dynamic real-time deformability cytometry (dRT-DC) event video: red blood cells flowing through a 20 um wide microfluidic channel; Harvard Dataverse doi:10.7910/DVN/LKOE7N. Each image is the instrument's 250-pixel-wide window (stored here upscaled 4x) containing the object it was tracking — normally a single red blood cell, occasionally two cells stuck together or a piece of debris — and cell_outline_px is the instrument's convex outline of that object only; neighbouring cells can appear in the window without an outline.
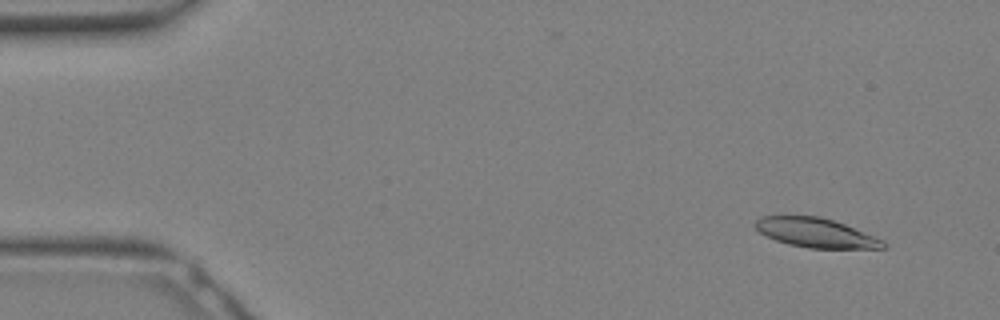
{"species": "Egyptian fruit bat (a non-hibernating species)", "species_latin": "Rousettus aegyptiacus", "temperature_condition": "warm", "stored_images_in_passage": 12, "camera_frame_rate_fps": 3000, "um_per_image_px": 0.085, "animal": {"sex": "female"}, "frame": {"image": 1, "passage_image": 3, "time_ms": 0.667, "image_size_px": [1000, 320], "cell_outline_px": [[888, 244], [884, 248], [808, 248], [788, 244], [776, 240], [760, 232], [752, 224], [760, 216], [820, 216], [844, 224], [876, 236], [884, 240]], "centroid_in_image_um": [69.36, 19.78], "position_along_channel_um": 15.6, "area_um2": 21.85}}
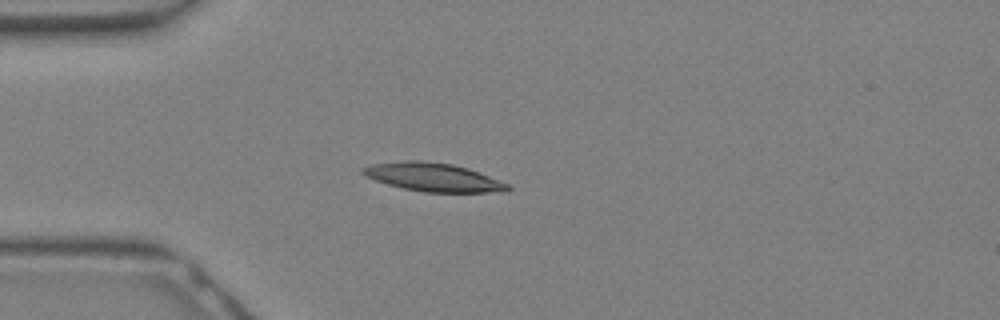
{"frame": {"image": 2, "passage_image": 9, "time_ms": 2.667, "image_size_px": [1000, 320], "cell_outline_px": [[512, 188], [508, 192], [424, 192], [404, 188], [388, 184], [364, 176], [360, 172], [360, 168], [372, 164], [408, 160], [420, 160], [452, 164], [468, 168], [508, 184]], "centroid_in_image_um": [36.81, 15.06], "position_along_channel_um": 48.2, "area_um2": 23.93}}
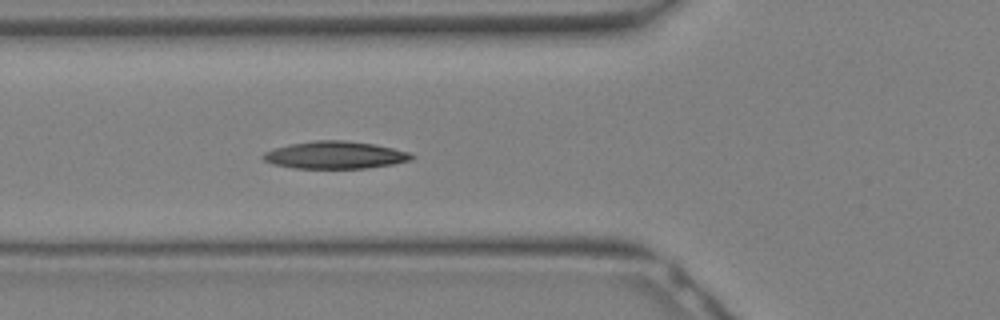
{"frame": {"image": 3, "passage_image": 12, "time_ms": 3.667, "image_size_px": [1000, 320], "cell_outline_px": [[416, 156], [412, 160], [392, 164], [368, 168], [292, 168], [272, 164], [264, 160], [260, 156], [264, 152], [272, 148], [288, 144], [312, 140], [344, 140], [376, 144], [412, 152]], "centroid_in_image_um": [28.48, 13.17], "position_along_channel_um": 97.3, "area_um2": 24.16}}